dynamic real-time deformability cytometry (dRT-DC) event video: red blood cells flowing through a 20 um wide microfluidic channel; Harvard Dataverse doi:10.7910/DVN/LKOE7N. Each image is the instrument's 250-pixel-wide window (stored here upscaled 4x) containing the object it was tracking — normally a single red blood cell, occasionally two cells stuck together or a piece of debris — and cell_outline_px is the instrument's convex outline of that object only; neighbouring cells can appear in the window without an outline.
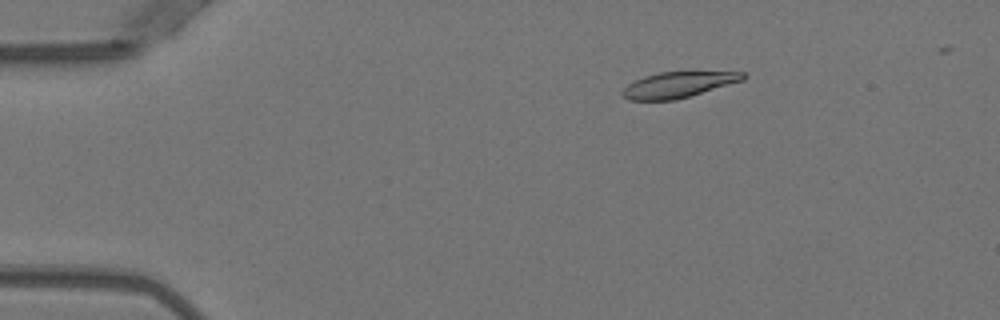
{"species": "Egyptian fruit bat (a non-hibernating species)", "species_latin": "Rousettus aegyptiacus", "temperature_condition": "warm", "stored_images_in_passage": 49, "camera_frame_rate_fps": 3000, "um_per_image_px": 0.085, "animal": {"sex": "female"}, "frame": {"image": 1, "passage_image": 9, "time_ms": 2.667, "image_size_px": [1000, 320], "cell_outline_px": [[748, 76], [744, 80], [676, 100], [628, 100], [620, 92], [628, 84], [644, 76], [660, 72], [744, 72]], "centroid_in_image_um": [57.65, 7.2], "position_along_channel_um": 27.3, "area_um2": 17.98}}
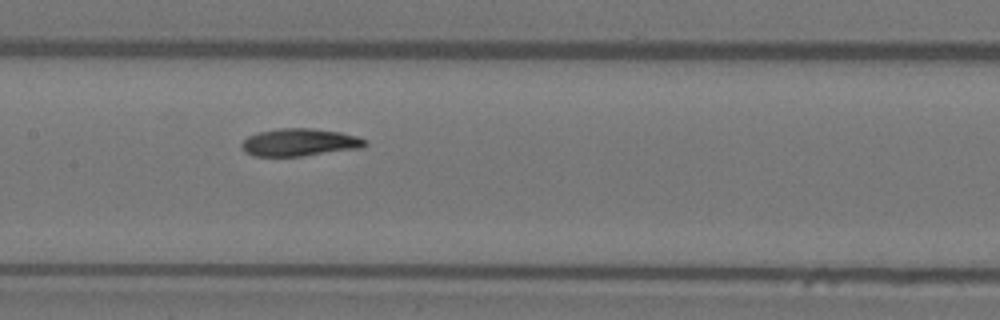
{"frame": {"image": 2, "passage_image": 26, "time_ms": 8.333, "image_size_px": [1000, 320], "cell_outline_px": [[368, 144], [364, 148], [300, 156], [252, 156], [244, 152], [240, 148], [240, 144], [248, 136], [260, 132], [280, 128], [312, 128], [340, 132], [356, 136], [368, 140]], "centroid_in_image_um": [25.48, 12.11], "position_along_channel_um": 181.9, "area_um2": 20.0}}
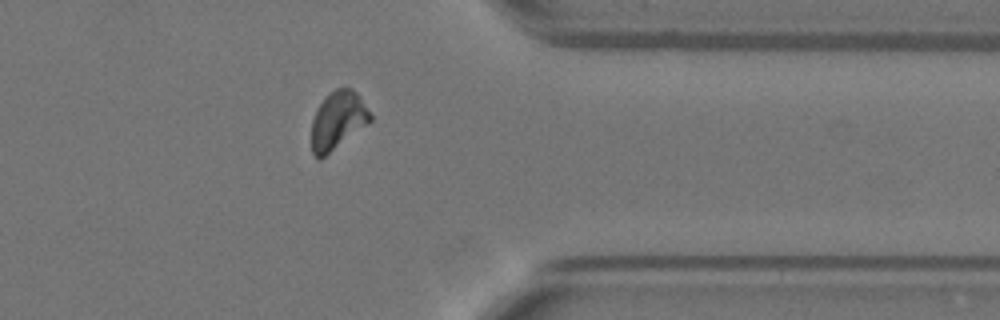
{"frame": {"image": 3, "passage_image": 42, "time_ms": 13.667, "image_size_px": [1000, 320], "cell_outline_px": [[372, 120], [368, 124], [320, 160], [312, 152], [312, 120], [316, 108], [336, 88], [352, 88], [360, 96], [372, 116]], "centroid_in_image_um": [28.72, 10.24], "position_along_channel_um": 382.7, "area_um2": 19.65}}